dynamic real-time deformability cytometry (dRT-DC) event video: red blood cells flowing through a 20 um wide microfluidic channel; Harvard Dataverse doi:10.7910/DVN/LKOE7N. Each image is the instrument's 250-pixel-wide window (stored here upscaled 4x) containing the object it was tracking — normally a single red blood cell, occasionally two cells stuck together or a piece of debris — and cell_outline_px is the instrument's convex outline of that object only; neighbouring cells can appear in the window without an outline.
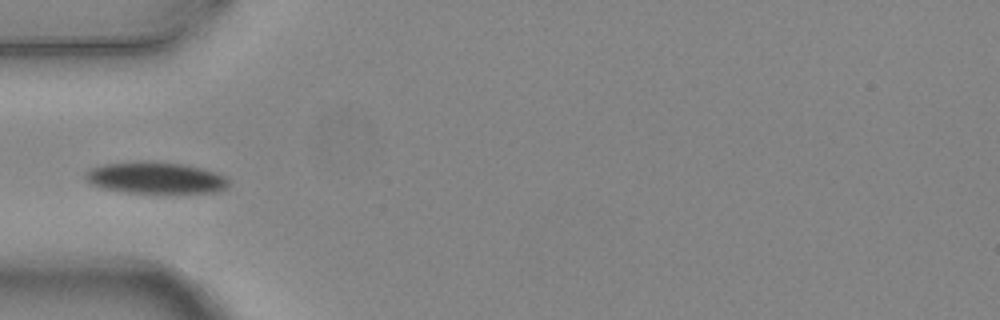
{"species": "common noctule bat (a hibernating species)", "species_latin": "Nyctalus noctula", "temperature_condition": "warm", "stored_images_in_passage": 4, "camera_frame_rate_fps": 3000, "um_per_image_px": 0.085, "animal": {"sex": "female", "body_mass_g": 24.6, "forearm_length_mm": 56.2}, "frame": {"image": 1, "passage_image": 3, "time_ms": 0.667, "image_size_px": [1000, 320], "cell_outline_px": [[228, 184], [224, 188], [216, 192], [124, 192], [104, 188], [92, 184], [84, 180], [84, 172], [88, 168], [104, 164], [140, 160], [144, 160], [184, 164], [216, 172], [224, 176], [228, 180]], "centroid_in_image_um": [13.14, 15.09], "position_along_channel_um": 71.9, "area_um2": 26.36}}
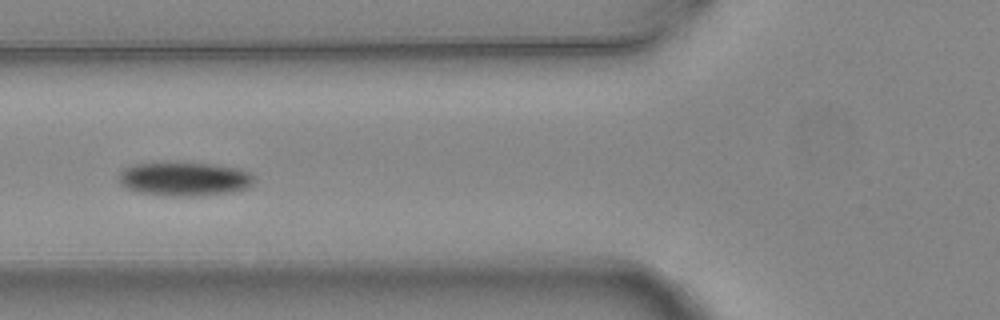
{"frame": {"image": 2, "passage_image": 4, "time_ms": 1.0, "image_size_px": [1000, 320], "cell_outline_px": [[256, 180], [252, 184], [244, 188], [232, 192], [200, 196], [168, 196], [140, 192], [124, 188], [116, 180], [116, 176], [124, 168], [136, 164], [160, 160], [176, 160], [212, 164], [240, 168], [252, 172], [256, 176]], "centroid_in_image_um": [15.64, 15.16], "position_along_channel_um": 110.2, "area_um2": 28.09}}